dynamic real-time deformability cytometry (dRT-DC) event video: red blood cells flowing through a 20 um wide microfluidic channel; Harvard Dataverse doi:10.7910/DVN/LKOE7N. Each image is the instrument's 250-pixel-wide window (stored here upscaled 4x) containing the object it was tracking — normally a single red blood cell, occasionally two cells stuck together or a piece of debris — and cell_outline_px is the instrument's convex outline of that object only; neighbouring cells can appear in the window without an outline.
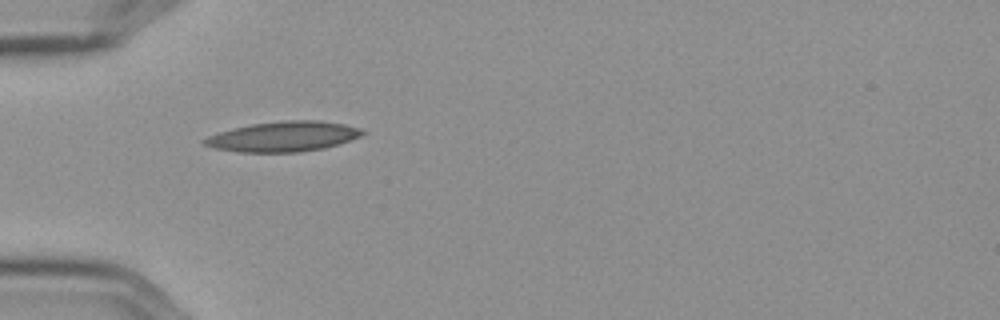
{"species": "Egyptian fruit bat (a non-hibernating species)", "species_latin": "Rousettus aegyptiacus", "temperature_condition": "cold", "stored_images_in_passage": 40, "camera_frame_rate_fps": 3000, "um_per_image_px": 0.085, "frame": {"image": 1, "passage_image": 1, "time_ms": 0.0, "image_size_px": [1000, 320], "cell_outline_px": [[368, 132], [360, 136], [324, 148], [300, 152], [240, 152], [216, 148], [204, 144], [200, 140], [208, 136], [232, 128], [252, 124], [284, 120], [316, 120], [344, 124], [360, 128]], "centroid_in_image_um": [24.08, 11.6], "position_along_channel_um": 60.9, "area_um2": 27.57}}
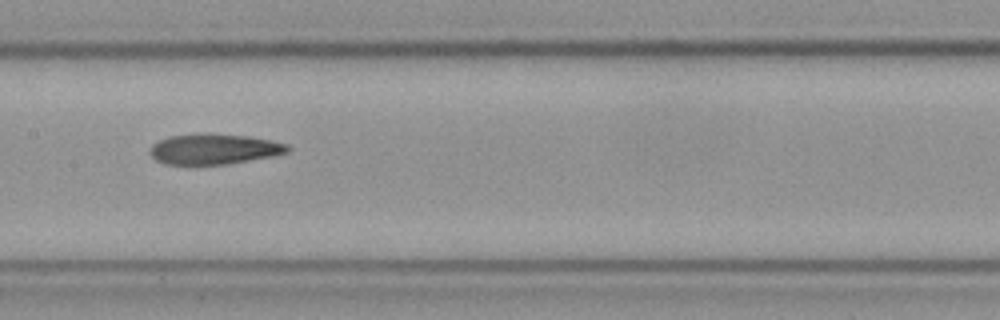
{"frame": {"image": 2, "passage_image": 12, "time_ms": 3.667, "image_size_px": [1000, 320], "cell_outline_px": [[292, 148], [288, 152], [272, 156], [224, 164], [164, 164], [156, 160], [148, 152], [152, 144], [168, 136], [196, 132], [208, 132], [248, 136], [272, 140], [288, 144]], "centroid_in_image_um": [18.18, 12.64], "position_along_channel_um": 189.2, "area_um2": 24.8}}
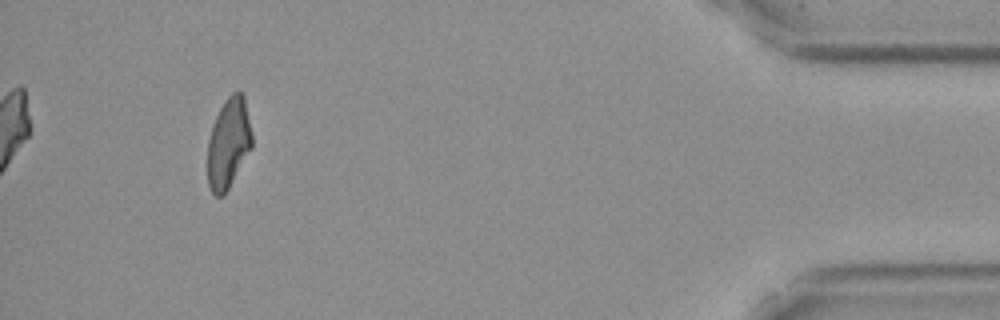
{"frame": {"image": 3, "passage_image": 36, "time_ms": 11.667, "image_size_px": [1000, 320], "cell_outline_px": [[252, 148], [224, 196], [216, 196], [212, 192], [208, 184], [208, 140], [216, 116], [224, 100], [232, 92], [240, 92], [244, 96], [252, 136]], "centroid_in_image_um": [19.43, 12.19], "position_along_channel_um": 415.8, "area_um2": 23.24}, "authors_computed_cell_mechanics": {"area_um2": 24.7962, "velocity_mm_per_s": 3.5945, "shape_relaxation_time_tau1_ms": null, "shape_relaxation_time_tau2_ms": 4.4785, "deformation_change_tau1": null, "deformation_change_tau2": 0.1388}}